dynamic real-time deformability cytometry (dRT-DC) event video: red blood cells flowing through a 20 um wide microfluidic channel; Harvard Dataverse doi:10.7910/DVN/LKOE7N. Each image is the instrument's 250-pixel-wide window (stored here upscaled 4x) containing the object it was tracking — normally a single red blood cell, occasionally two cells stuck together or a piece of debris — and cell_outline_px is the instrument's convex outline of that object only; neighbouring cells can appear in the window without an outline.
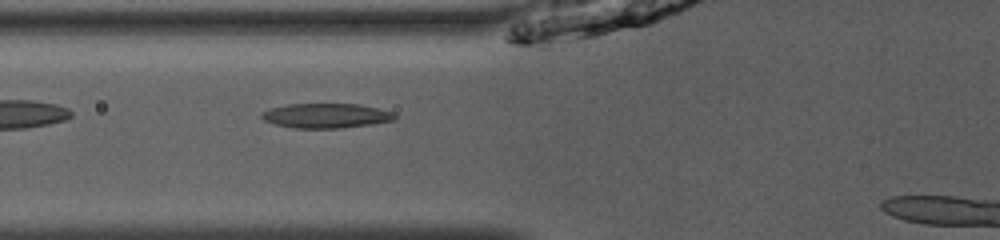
{"species": "common noctule bat (a hibernating species)", "species_latin": "Nyctalus noctula", "temperature_condition": "room temperature", "stored_images_in_passage": 30, "camera_frame_rate_fps": 3000, "um_per_image_px": 0.085, "animal": {"sex": "male", "body_mass_g": 13.0, "forearm_length_mm": 53.1}, "frame": {"image": 1, "passage_image": 4, "time_ms": 1.0, "image_size_px": [1000, 240], "cell_outline_px": [[396, 120], [372, 124], [340, 128], [292, 128], [276, 124], [264, 120], [260, 116], [260, 112], [272, 108], [288, 104], [360, 104], [392, 112], [396, 116]], "centroid_in_image_um": [27.71, 9.84], "position_along_channel_um": 98.1, "area_um2": 19.07}}
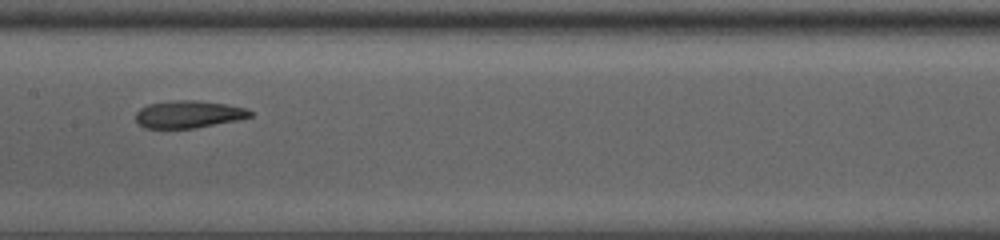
{"frame": {"image": 2, "passage_image": 11, "time_ms": 3.333, "image_size_px": [1000, 240], "cell_outline_px": [[252, 116], [236, 120], [196, 128], [148, 128], [140, 124], [136, 120], [136, 112], [140, 108], [148, 104], [172, 100], [196, 100], [224, 104], [244, 108], [252, 112]], "centroid_in_image_um": [16.0, 9.71], "position_along_channel_um": 191.4, "area_um2": 18.03}}
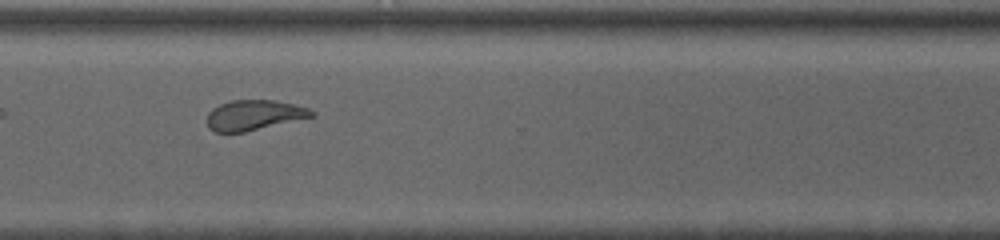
{"frame": {"image": 3, "passage_image": 23, "time_ms": 7.333, "image_size_px": [1000, 240], "cell_outline_px": [[316, 116], [244, 132], [216, 132], [208, 128], [208, 112], [212, 108], [220, 104], [232, 100], [272, 100], [292, 104], [308, 108], [316, 112]], "centroid_in_image_um": [21.6, 9.78], "position_along_channel_um": 349.0, "area_um2": 18.32}}